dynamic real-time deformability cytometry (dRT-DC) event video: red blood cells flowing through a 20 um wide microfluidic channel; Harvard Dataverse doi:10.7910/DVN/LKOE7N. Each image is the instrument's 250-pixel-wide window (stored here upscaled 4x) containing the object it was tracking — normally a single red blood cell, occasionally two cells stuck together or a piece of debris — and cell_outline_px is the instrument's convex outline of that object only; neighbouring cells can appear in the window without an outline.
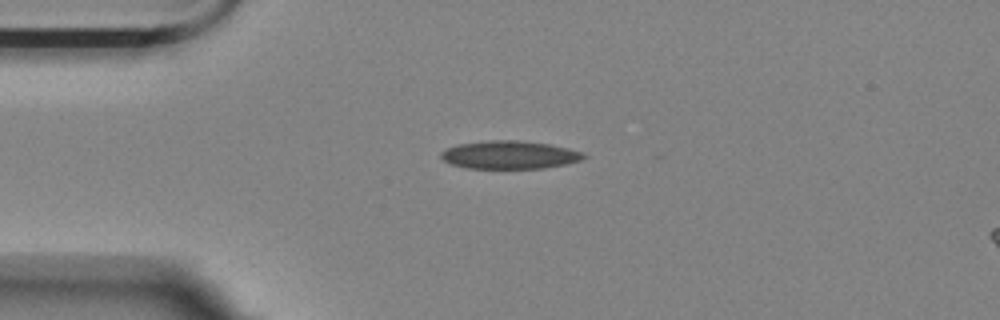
{"species": "Egyptian fruit bat (a non-hibernating species)", "species_latin": "Rousettus aegyptiacus", "temperature_condition": "room temperature", "stored_images_in_passage": 44, "camera_frame_rate_fps": 3000, "um_per_image_px": 0.085, "animal": {"sex": "female"}, "frame": {"image": 1, "passage_image": 1, "time_ms": 0.0, "image_size_px": [1000, 320], "cell_outline_px": [[588, 156], [580, 160], [564, 164], [544, 168], [464, 168], [452, 164], [444, 160], [440, 156], [440, 152], [444, 148], [456, 144], [492, 140], [516, 140], [548, 144], [568, 148], [584, 152]], "centroid_in_image_um": [43.28, 13.16], "position_along_channel_um": 41.7, "area_um2": 23.35}}
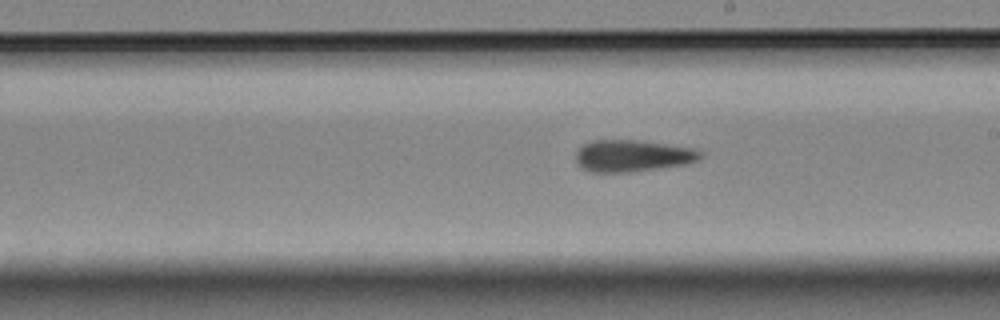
{"frame": {"image": 2, "passage_image": 19, "time_ms": 6.0, "image_size_px": [1000, 320], "cell_outline_px": [[704, 156], [688, 164], [632, 172], [592, 172], [584, 168], [576, 160], [576, 152], [584, 144], [592, 140], [636, 140], [692, 148], [700, 152]], "centroid_in_image_um": [53.77, 13.25], "position_along_channel_um": 235.2, "area_um2": 22.83}}
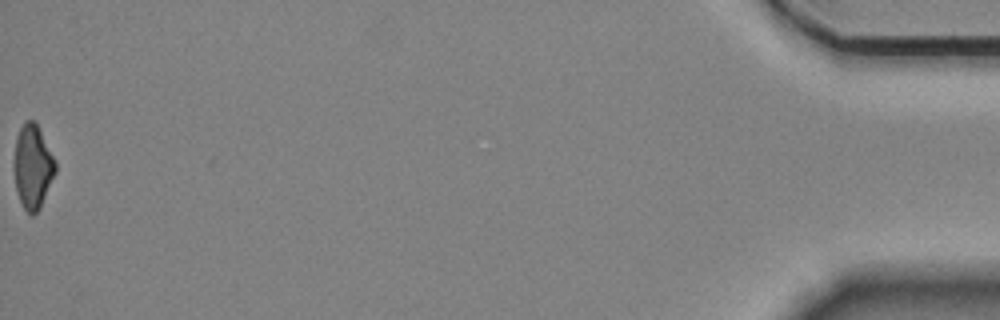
{"frame": {"image": 3, "passage_image": 44, "time_ms": 14.333, "image_size_px": [1000, 320], "cell_outline_px": [[56, 172], [40, 208], [32, 216], [24, 208], [20, 200], [16, 188], [12, 168], [12, 164], [16, 136], [24, 120], [36, 120], [56, 160]], "centroid_in_image_um": [2.77, 14.11], "position_along_channel_um": 432.4, "area_um2": 20.75}, "authors_computed_cell_mechanics": {"area_um2": 22.3397, "velocity_mm_per_s": 3.5589, "shape_relaxation_time_tau1_ms": null, "shape_relaxation_time_tau2_ms": 5.043, "deformation_change_tau1": null, "deformation_change_tau2": 0.1348}}